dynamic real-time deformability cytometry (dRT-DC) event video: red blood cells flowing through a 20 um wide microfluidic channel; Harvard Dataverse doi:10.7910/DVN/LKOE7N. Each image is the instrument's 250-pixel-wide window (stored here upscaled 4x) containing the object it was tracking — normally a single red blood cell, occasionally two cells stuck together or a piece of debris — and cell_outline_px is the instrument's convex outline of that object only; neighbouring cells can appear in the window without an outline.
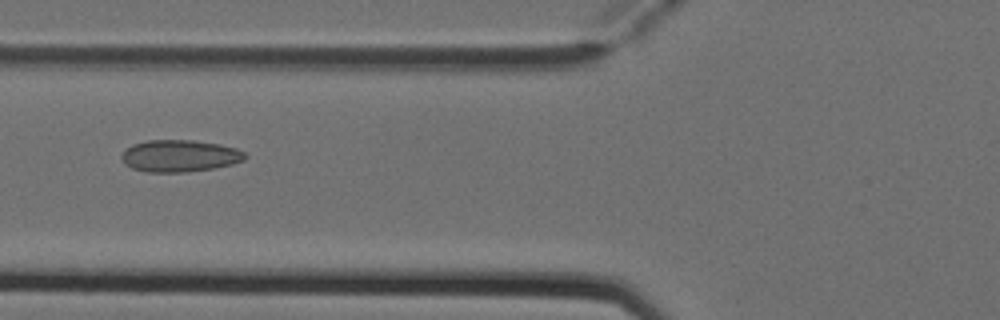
{"species": "Egyptian fruit bat (a non-hibernating species)", "species_latin": "Rousettus aegyptiacus", "temperature_condition": "cold", "stored_images_in_passage": 7, "camera_frame_rate_fps": 3000, "um_per_image_px": 0.085, "animal": {"sex": "female"}, "frame": {"image": 1, "passage_image": 7, "time_ms": 2.0, "image_size_px": [1000, 320], "cell_outline_px": [[248, 156], [244, 160], [232, 164], [216, 168], [188, 172], [148, 172], [132, 168], [124, 164], [120, 156], [132, 144], [148, 140], [192, 140], [220, 144], [236, 148], [244, 152]], "centroid_in_image_um": [15.29, 13.25], "position_along_channel_um": 110.5, "area_um2": 23.12}}